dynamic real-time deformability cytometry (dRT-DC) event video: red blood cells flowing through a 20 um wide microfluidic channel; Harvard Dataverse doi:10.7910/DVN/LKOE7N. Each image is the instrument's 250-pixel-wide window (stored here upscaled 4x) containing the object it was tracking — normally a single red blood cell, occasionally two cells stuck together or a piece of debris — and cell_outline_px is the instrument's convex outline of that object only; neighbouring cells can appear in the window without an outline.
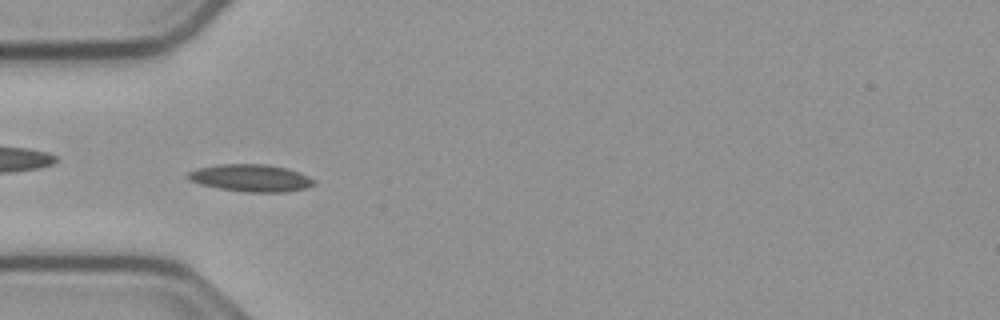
{"species": "common noctule bat (a hibernating species)", "species_latin": "Nyctalus noctula", "temperature_condition": "cold", "stored_images_in_passage": 45, "camera_frame_rate_fps": 3000, "um_per_image_px": 0.085, "animal": {"sex": "male", "body_mass_g": 23.1, "forearm_length_mm": 52.7}, "frame": {"image": 1, "passage_image": 7, "time_ms": 2.0, "image_size_px": [1000, 320], "cell_outline_px": [[316, 184], [304, 188], [288, 192], [244, 192], [220, 188], [200, 184], [188, 180], [184, 176], [188, 172], [196, 168], [216, 164], [268, 164], [284, 168], [308, 176], [316, 180]], "centroid_in_image_um": [21.27, 15.13], "position_along_channel_um": 63.7, "area_um2": 20.11}}
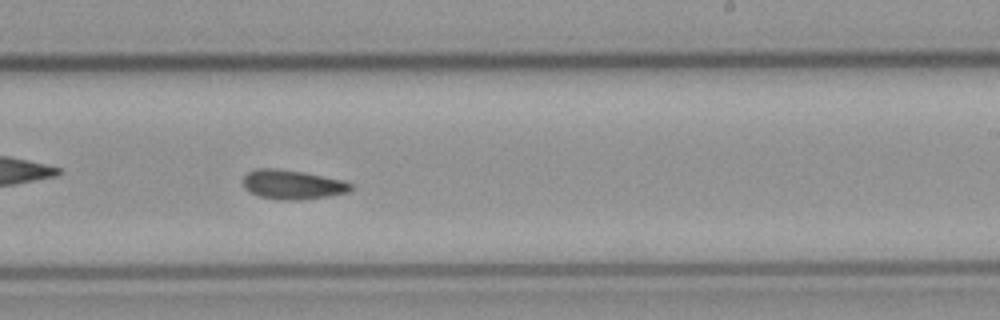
{"frame": {"image": 2, "passage_image": 23, "time_ms": 7.333, "image_size_px": [1000, 320], "cell_outline_px": [[352, 188], [348, 192], [328, 196], [300, 200], [276, 200], [260, 196], [248, 192], [244, 188], [244, 176], [248, 172], [256, 168], [272, 168], [304, 172], [344, 180], [352, 184]], "centroid_in_image_um": [24.85, 15.69], "position_along_channel_um": 264.2, "area_um2": 18.5}}
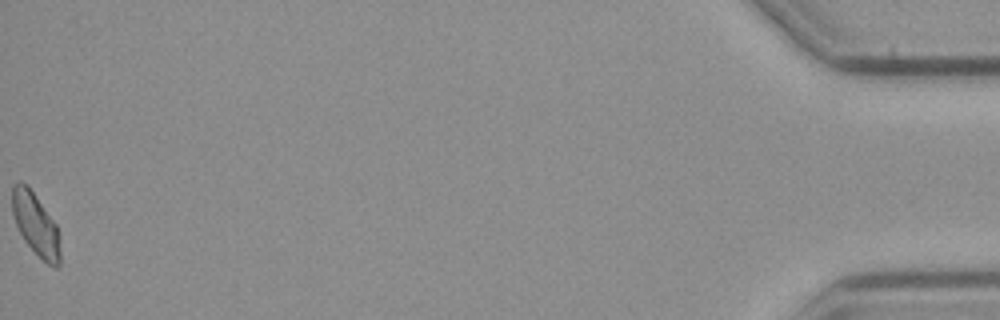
{"frame": {"image": 3, "passage_image": 45, "time_ms": 14.667, "image_size_px": [1000, 320], "cell_outline_px": [[60, 264], [56, 268], [48, 264], [24, 240], [16, 224], [12, 212], [12, 184], [20, 180], [28, 184], [56, 224], [60, 236]], "centroid_in_image_um": [3.04, 19.02], "position_along_channel_um": 432.2, "area_um2": 17.51}, "authors_computed_cell_mechanics": {"area_um2": 17.9758, "velocity_mm_per_s": 3.7679, "shape_relaxation_time_tau1_ms": null, "shape_relaxation_time_tau2_ms": 4.8583, "deformation_change_tau1": null, "deformation_change_tau2": 0.0972}}